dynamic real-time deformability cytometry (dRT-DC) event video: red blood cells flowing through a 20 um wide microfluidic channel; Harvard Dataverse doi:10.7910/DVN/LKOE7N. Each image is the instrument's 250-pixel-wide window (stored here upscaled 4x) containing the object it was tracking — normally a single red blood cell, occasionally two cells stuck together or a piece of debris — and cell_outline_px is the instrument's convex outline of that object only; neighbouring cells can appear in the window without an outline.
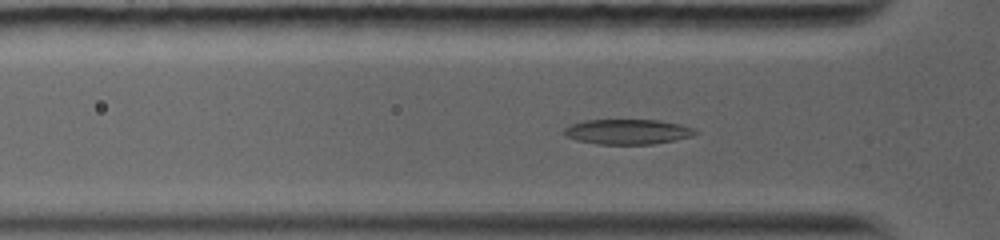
{"species": "common noctule bat (a hibernating species)", "species_latin": "Nyctalus noctula", "temperature_condition": "warm", "stored_images_in_passage": 39, "camera_frame_rate_fps": 5000, "um_per_image_px": 0.085, "animal": {"sex": "female", "body_mass_g": 19.0, "forearm_length_mm": 56.7}, "frame": {"image": 1, "passage_image": 11, "time_ms": 3.4, "image_size_px": [1000, 240], "cell_outline_px": [[700, 132], [692, 136], [676, 140], [652, 144], [596, 144], [576, 140], [564, 136], [564, 128], [572, 124], [584, 120], [660, 120], [680, 124], [692, 128]], "centroid_in_image_um": [53.34, 11.2], "position_along_channel_um": 72.5, "area_um2": 19.25}}
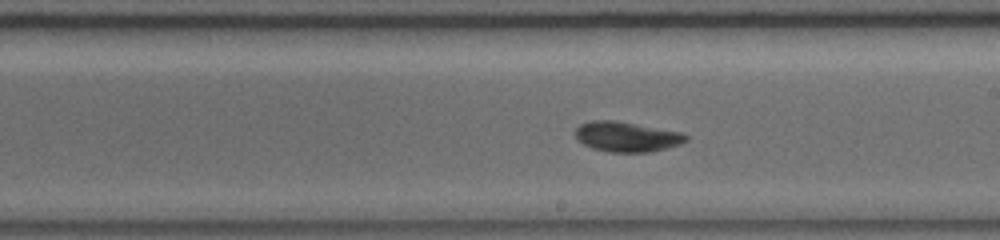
{"frame": {"image": 2, "passage_image": 23, "time_ms": 7.4, "image_size_px": [1000, 240], "cell_outline_px": [[688, 140], [680, 144], [648, 152], [608, 152], [592, 148], [576, 140], [572, 132], [580, 124], [592, 120], [612, 120], [636, 124], [680, 132], [688, 136]], "centroid_in_image_um": [53.19, 11.62], "position_along_channel_um": 235.8, "area_um2": 19.36}}
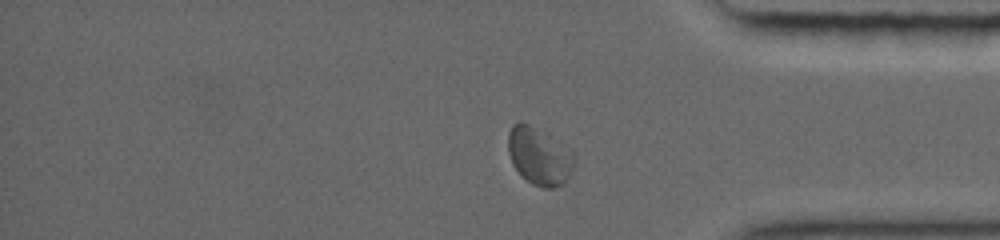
{"frame": {"image": 3, "passage_image": 35, "time_ms": 11.4, "image_size_px": [1000, 240], "cell_outline_px": [[576, 156], [572, 168], [568, 176], [556, 188], [544, 188], [532, 184], [520, 176], [512, 164], [508, 152], [508, 132], [512, 124], [520, 120], [548, 132], [572, 152]], "centroid_in_image_um": [45.8, 13.23], "position_along_channel_um": 389.4, "area_um2": 22.54}, "authors_computed_cell_mechanics": {"area_um2": 19.7676, "velocity_mm_per_s": 4.0847, "shape_relaxation_time_tau1_ms": 3.4461, "shape_relaxation_time_tau2_ms": 4.3116, "deformation_change_tau1": 0.123, "deformation_change_tau2": 0.0961}}